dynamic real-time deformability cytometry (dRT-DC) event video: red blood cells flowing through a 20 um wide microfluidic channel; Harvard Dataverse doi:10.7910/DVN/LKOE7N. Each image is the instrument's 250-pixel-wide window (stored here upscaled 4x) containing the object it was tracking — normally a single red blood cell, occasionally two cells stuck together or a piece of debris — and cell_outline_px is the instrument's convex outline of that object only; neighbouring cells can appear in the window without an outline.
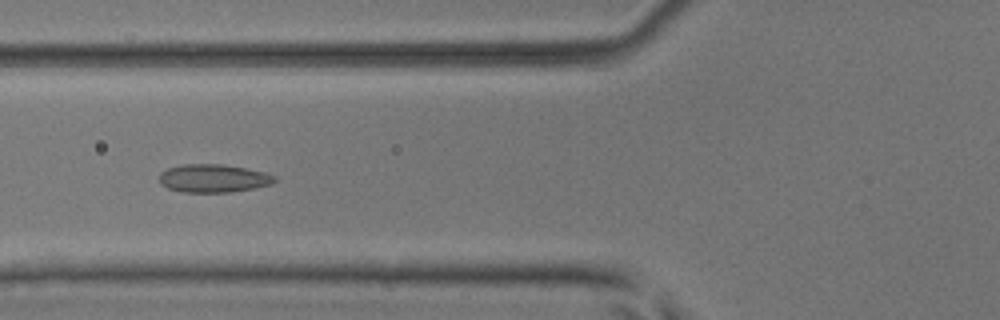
{"species": "common noctule bat (a hibernating species)", "species_latin": "Nyctalus noctula", "temperature_condition": "room temperature", "stored_images_in_passage": 50, "camera_frame_rate_fps": 3000, "um_per_image_px": 0.085, "animal": {"sex": "male", "body_mass_g": 17.9, "forearm_length_mm": 54.2}, "frame": {"image": 1, "passage_image": 19, "time_ms": 6.0, "image_size_px": [1000, 320], "cell_outline_px": [[276, 180], [272, 184], [256, 188], [228, 192], [184, 192], [168, 188], [160, 184], [160, 172], [168, 168], [180, 164], [224, 164], [264, 172], [276, 176]], "centroid_in_image_um": [18.14, 15.15], "position_along_channel_um": 107.7, "area_um2": 18.96}}
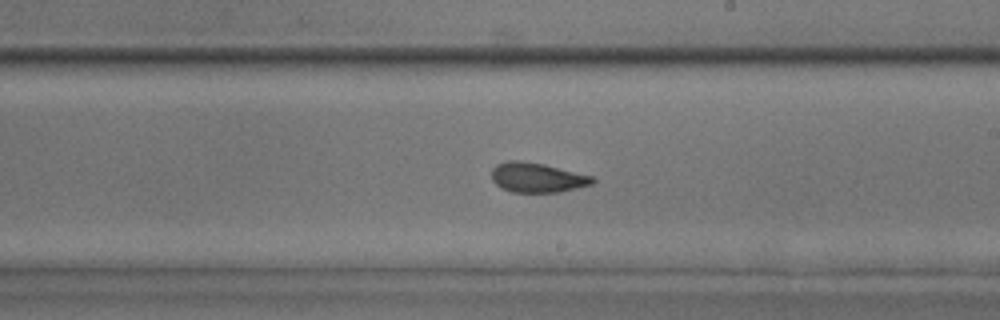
{"frame": {"image": 2, "passage_image": 29, "time_ms": 9.333, "image_size_px": [1000, 320], "cell_outline_px": [[596, 180], [592, 184], [560, 192], [512, 192], [500, 188], [492, 180], [492, 168], [496, 164], [504, 160], [520, 160], [544, 164], [592, 176]], "centroid_in_image_um": [45.62, 15.08], "position_along_channel_um": 243.4, "area_um2": 17.57}}
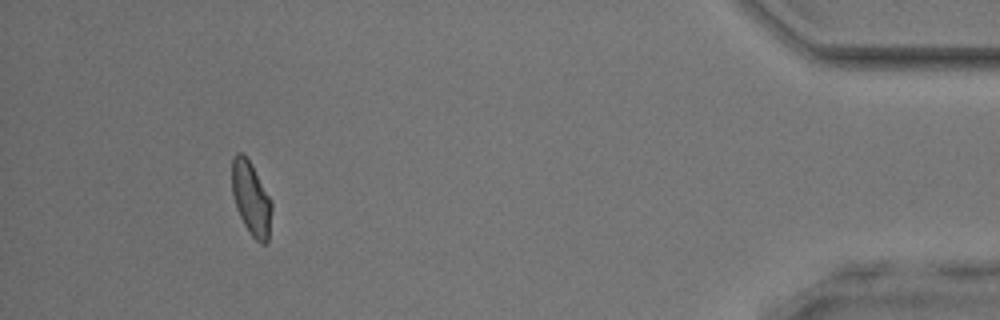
{"frame": {"image": 3, "passage_image": 46, "time_ms": 15.0, "image_size_px": [1000, 320], "cell_outline_px": [[272, 208], [268, 240], [264, 244], [260, 244], [252, 236], [244, 224], [240, 216], [232, 192], [232, 156], [236, 152], [244, 152], [272, 200]], "centroid_in_image_um": [21.35, 16.84], "position_along_channel_um": 413.9, "area_um2": 16.99}, "authors_computed_cell_mechanics": {"area_um2": 17.6001, "velocity_mm_per_s": 4.0857, "shape_relaxation_time_tau1_ms": null, "shape_relaxation_time_tau2_ms": 1.5209, "deformation_change_tau1": null, "deformation_change_tau2": 0.0619}}